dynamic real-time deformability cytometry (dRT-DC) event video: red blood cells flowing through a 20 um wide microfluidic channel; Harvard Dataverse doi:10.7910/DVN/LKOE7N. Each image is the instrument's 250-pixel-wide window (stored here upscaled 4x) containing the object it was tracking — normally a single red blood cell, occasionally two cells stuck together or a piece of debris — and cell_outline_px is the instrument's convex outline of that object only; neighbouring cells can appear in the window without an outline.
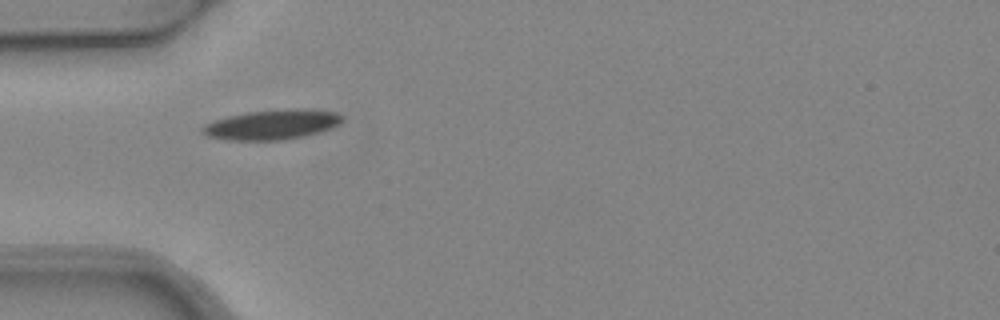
{"species": "common noctule bat (a hibernating species)", "species_latin": "Nyctalus noctula", "temperature_condition": "warm", "stored_images_in_passage": 2, "camera_frame_rate_fps": 3000, "um_per_image_px": 0.085, "animal": {"sex": "female", "body_mass_g": 24.6, "forearm_length_mm": 56.2}, "frame": {"image": 1, "passage_image": 1, "time_ms": 0.0, "image_size_px": [1000, 320], "cell_outline_px": [[344, 120], [340, 124], [332, 128], [320, 132], [304, 136], [284, 140], [228, 140], [208, 136], [200, 132], [200, 128], [204, 124], [212, 120], [228, 116], [248, 112], [292, 108], [300, 108], [336, 112], [344, 116]], "centroid_in_image_um": [23.13, 10.59], "position_along_channel_um": 61.9, "area_um2": 24.62}}
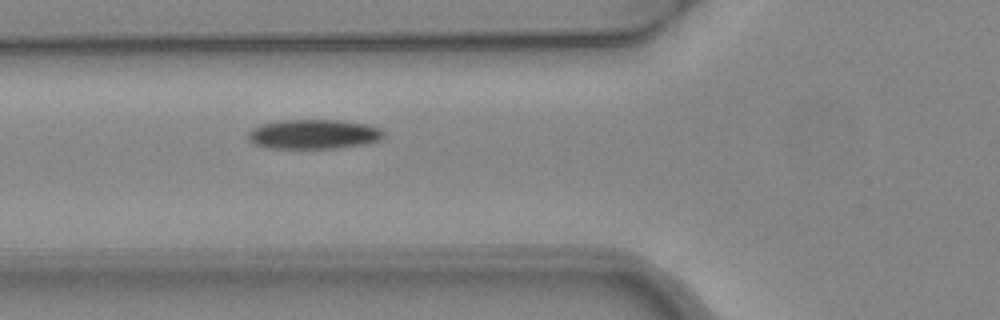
{"frame": {"image": 2, "passage_image": 2, "time_ms": 0.333, "image_size_px": [1000, 320], "cell_outline_px": [[384, 136], [380, 140], [364, 144], [336, 148], [268, 148], [256, 144], [248, 140], [248, 132], [252, 128], [264, 124], [284, 120], [340, 120], [368, 124], [380, 128], [384, 132]], "centroid_in_image_um": [26.69, 11.4], "position_along_channel_um": 99.1, "area_um2": 23.29}}